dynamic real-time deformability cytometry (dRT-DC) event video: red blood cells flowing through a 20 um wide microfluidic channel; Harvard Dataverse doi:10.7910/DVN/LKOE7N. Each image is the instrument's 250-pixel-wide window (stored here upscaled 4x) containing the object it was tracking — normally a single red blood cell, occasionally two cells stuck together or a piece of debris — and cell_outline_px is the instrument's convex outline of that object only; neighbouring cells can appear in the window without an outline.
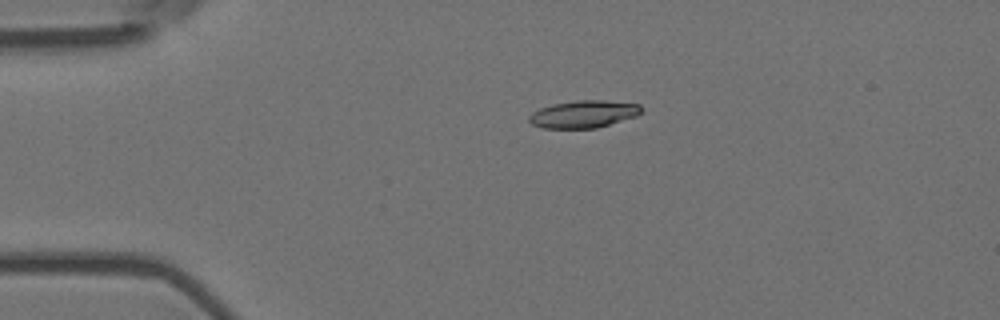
{"species": "Egyptian fruit bat (a non-hibernating species)", "species_latin": "Rousettus aegyptiacus", "temperature_condition": "room temperature", "stored_images_in_passage": 4, "camera_frame_rate_fps": 3000, "um_per_image_px": 0.085, "animal": {"sex": "female"}, "frame": {"image": 1, "passage_image": 3, "time_ms": 0.667, "image_size_px": [1000, 320], "cell_outline_px": [[644, 108], [636, 116], [596, 128], [544, 128], [532, 124], [528, 120], [528, 116], [532, 112], [540, 108], [552, 104], [576, 100], [604, 100], [640, 104]], "centroid_in_image_um": [49.6, 9.69], "position_along_channel_um": 35.4, "area_um2": 17.92}}